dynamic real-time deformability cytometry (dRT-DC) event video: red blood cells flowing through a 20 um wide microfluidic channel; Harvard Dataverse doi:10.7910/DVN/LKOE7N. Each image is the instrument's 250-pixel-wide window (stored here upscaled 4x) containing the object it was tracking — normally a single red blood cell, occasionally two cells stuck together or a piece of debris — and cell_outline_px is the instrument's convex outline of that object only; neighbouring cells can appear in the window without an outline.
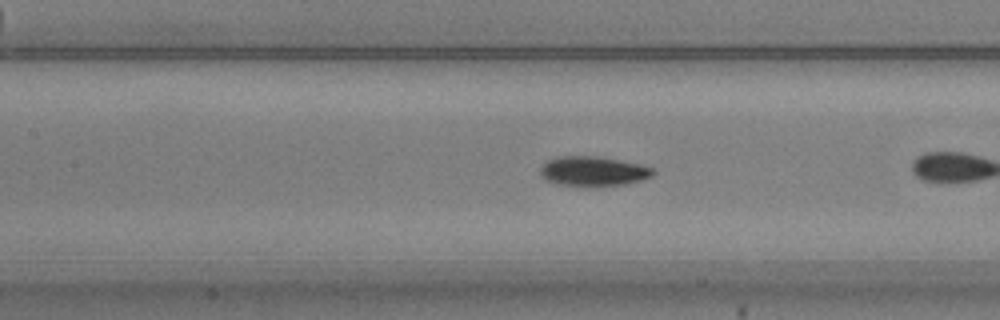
{"species": "common noctule bat (a hibernating species)", "species_latin": "Nyctalus noctula", "temperature_condition": "warm", "stored_images_in_passage": 12, "camera_frame_rate_fps": 3000, "um_per_image_px": 0.085, "animal": {"sex": "male", "body_mass_g": 20.5, "forearm_length_mm": 52.5}, "frame": {"image": 1, "passage_image": 9, "time_ms": 2.667, "image_size_px": [1000, 320], "cell_outline_px": [[656, 172], [652, 176], [640, 180], [624, 184], [556, 184], [548, 180], [540, 172], [540, 168], [548, 160], [556, 156], [596, 156], [640, 164], [652, 168]], "centroid_in_image_um": [50.43, 14.51], "position_along_channel_um": 157.0, "area_um2": 18.73}}